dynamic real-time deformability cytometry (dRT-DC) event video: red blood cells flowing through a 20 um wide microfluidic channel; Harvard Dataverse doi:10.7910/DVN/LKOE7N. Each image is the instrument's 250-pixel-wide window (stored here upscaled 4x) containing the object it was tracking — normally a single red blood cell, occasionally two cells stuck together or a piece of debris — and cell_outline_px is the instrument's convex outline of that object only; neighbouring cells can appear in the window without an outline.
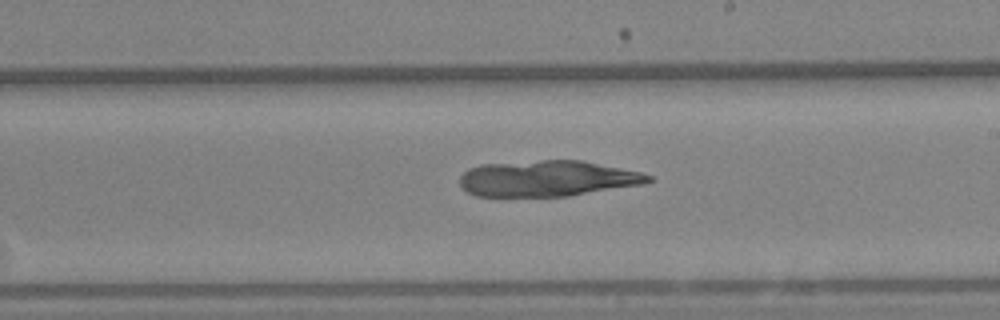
{"species": "Egyptian fruit bat (a non-hibernating species)", "species_latin": "Rousettus aegyptiacus", "temperature_condition": "warm", "stored_images_in_passage": 48, "camera_frame_rate_fps": 3000, "um_per_image_px": 0.085, "animal": {"sex": "female"}, "frame": {"image": 1, "passage_image": 23, "time_ms": 7.333, "image_size_px": [1000, 320], "cell_outline_px": [[652, 180], [644, 184], [568, 196], [476, 196], [468, 192], [460, 184], [460, 176], [468, 168], [480, 164], [540, 160], [580, 160], [640, 172], [652, 176]], "centroid_in_image_um": [46.51, 15.17], "position_along_channel_um": 242.5, "area_um2": 39.36}}
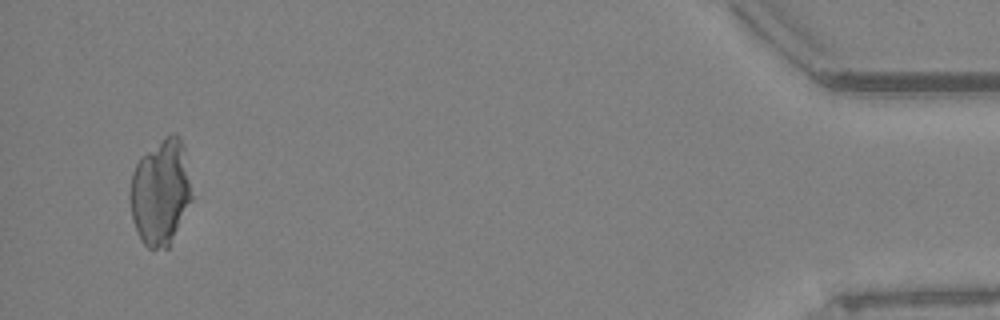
{"frame": {"image": 2, "passage_image": 46, "time_ms": 15.0, "image_size_px": [1000, 320], "cell_outline_px": [[192, 200], [168, 248], [148, 248], [144, 244], [132, 220], [128, 196], [128, 192], [132, 172], [140, 156], [164, 136], [172, 132], [176, 132], [180, 136], [184, 148], [192, 196]], "centroid_in_image_um": [13.62, 16.29], "position_along_channel_um": 421.6, "area_um2": 38.38}}